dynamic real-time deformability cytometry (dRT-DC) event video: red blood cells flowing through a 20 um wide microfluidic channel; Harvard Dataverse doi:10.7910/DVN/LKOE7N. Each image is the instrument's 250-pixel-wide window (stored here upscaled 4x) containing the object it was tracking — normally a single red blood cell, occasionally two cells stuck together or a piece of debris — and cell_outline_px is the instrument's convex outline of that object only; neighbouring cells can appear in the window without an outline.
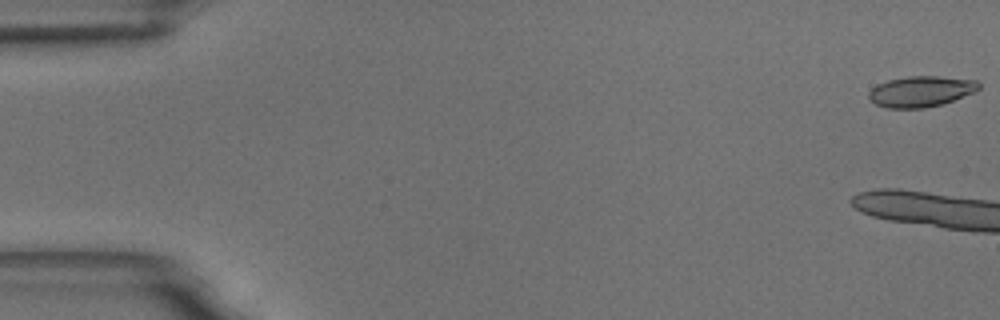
{"species": "common noctule bat (a hibernating species)", "species_latin": "Nyctalus noctula", "temperature_condition": "room temperature", "stored_images_in_passage": 8, "camera_frame_rate_fps": 3000, "um_per_image_px": 0.085, "animal": {"sex": "male", "body_mass_g": 18.8}, "frame": {"image": 1, "passage_image": 1, "time_ms": 0.0, "image_size_px": [1000, 320], "cell_outline_px": [[980, 88], [976, 92], [944, 104], [924, 108], [888, 108], [876, 104], [868, 96], [868, 92], [876, 84], [888, 80], [908, 76], [940, 76], [976, 80], [980, 84]], "centroid_in_image_um": [78.31, 7.77], "position_along_channel_um": 6.7, "area_um2": 19.94}}